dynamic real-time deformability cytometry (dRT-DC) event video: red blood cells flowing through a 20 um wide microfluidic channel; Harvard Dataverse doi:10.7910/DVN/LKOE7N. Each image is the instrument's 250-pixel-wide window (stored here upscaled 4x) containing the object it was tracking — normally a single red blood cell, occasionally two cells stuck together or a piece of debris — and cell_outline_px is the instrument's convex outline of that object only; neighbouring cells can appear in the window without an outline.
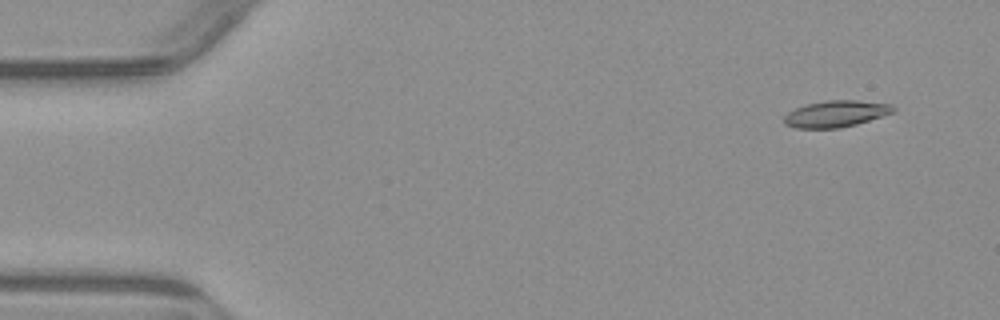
{"species": "common noctule bat (a hibernating species)", "species_latin": "Nyctalus noctula", "temperature_condition": "warm", "stored_images_in_passage": 5, "camera_frame_rate_fps": 3000, "um_per_image_px": 0.085, "animal": {"sex": "male", "body_mass_g": 23.1, "forearm_length_mm": 52.7}, "frame": {"image": 1, "passage_image": 2, "time_ms": 1.0, "image_size_px": [1000, 320], "cell_outline_px": [[896, 108], [892, 112], [856, 124], [840, 128], [796, 128], [784, 124], [784, 116], [788, 112], [804, 104], [828, 100], [856, 100], [892, 104]], "centroid_in_image_um": [71.01, 9.66], "position_along_channel_um": 14.0, "area_um2": 16.76}}
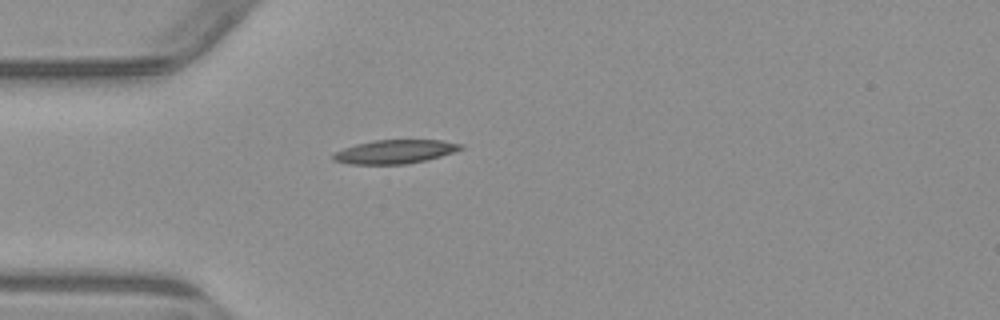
{"frame": {"image": 2, "passage_image": 5, "time_ms": 4.667, "image_size_px": [1000, 320], "cell_outline_px": [[464, 148], [428, 160], [404, 164], [348, 164], [332, 160], [332, 156], [336, 152], [344, 148], [356, 144], [376, 140], [440, 140], [464, 144]], "centroid_in_image_um": [33.57, 12.89], "position_along_channel_um": 51.4, "area_um2": 17.57}}